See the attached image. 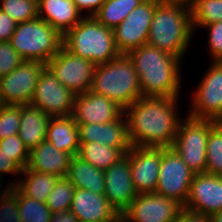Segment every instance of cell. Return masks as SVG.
I'll return each instance as SVG.
<instances>
[{"mask_svg":"<svg viewBox=\"0 0 222 222\" xmlns=\"http://www.w3.org/2000/svg\"><path fill=\"white\" fill-rule=\"evenodd\" d=\"M177 99L142 96L124 110L132 146H173L180 122L176 110Z\"/></svg>","mask_w":222,"mask_h":222,"instance_id":"obj_1","label":"cell"},{"mask_svg":"<svg viewBox=\"0 0 222 222\" xmlns=\"http://www.w3.org/2000/svg\"><path fill=\"white\" fill-rule=\"evenodd\" d=\"M136 69L141 96L177 98L180 58L148 44L127 53Z\"/></svg>","mask_w":222,"mask_h":222,"instance_id":"obj_2","label":"cell"},{"mask_svg":"<svg viewBox=\"0 0 222 222\" xmlns=\"http://www.w3.org/2000/svg\"><path fill=\"white\" fill-rule=\"evenodd\" d=\"M192 32L189 8L159 2L155 7L146 44L181 58L186 52Z\"/></svg>","mask_w":222,"mask_h":222,"instance_id":"obj_3","label":"cell"},{"mask_svg":"<svg viewBox=\"0 0 222 222\" xmlns=\"http://www.w3.org/2000/svg\"><path fill=\"white\" fill-rule=\"evenodd\" d=\"M90 91L115 101L124 110L142 97L136 69L127 54L96 65Z\"/></svg>","mask_w":222,"mask_h":222,"instance_id":"obj_4","label":"cell"},{"mask_svg":"<svg viewBox=\"0 0 222 222\" xmlns=\"http://www.w3.org/2000/svg\"><path fill=\"white\" fill-rule=\"evenodd\" d=\"M63 47L70 53L105 64L118 57L113 29L100 24L93 16L84 17L63 35Z\"/></svg>","mask_w":222,"mask_h":222,"instance_id":"obj_5","label":"cell"},{"mask_svg":"<svg viewBox=\"0 0 222 222\" xmlns=\"http://www.w3.org/2000/svg\"><path fill=\"white\" fill-rule=\"evenodd\" d=\"M63 36L39 17L16 24L11 46L23 60L47 64L62 48Z\"/></svg>","mask_w":222,"mask_h":222,"instance_id":"obj_6","label":"cell"},{"mask_svg":"<svg viewBox=\"0 0 222 222\" xmlns=\"http://www.w3.org/2000/svg\"><path fill=\"white\" fill-rule=\"evenodd\" d=\"M214 125V120L190 116L183 123L179 122L172 148L195 174L205 172L207 139Z\"/></svg>","mask_w":222,"mask_h":222,"instance_id":"obj_7","label":"cell"},{"mask_svg":"<svg viewBox=\"0 0 222 222\" xmlns=\"http://www.w3.org/2000/svg\"><path fill=\"white\" fill-rule=\"evenodd\" d=\"M195 173L172 147L162 148L155 193L185 205Z\"/></svg>","mask_w":222,"mask_h":222,"instance_id":"obj_8","label":"cell"},{"mask_svg":"<svg viewBox=\"0 0 222 222\" xmlns=\"http://www.w3.org/2000/svg\"><path fill=\"white\" fill-rule=\"evenodd\" d=\"M46 66L43 62L24 60L8 75L0 78V104H30L39 76Z\"/></svg>","mask_w":222,"mask_h":222,"instance_id":"obj_9","label":"cell"},{"mask_svg":"<svg viewBox=\"0 0 222 222\" xmlns=\"http://www.w3.org/2000/svg\"><path fill=\"white\" fill-rule=\"evenodd\" d=\"M75 94L61 84L46 65L42 70L31 105L51 117L71 116L74 111Z\"/></svg>","mask_w":222,"mask_h":222,"instance_id":"obj_10","label":"cell"},{"mask_svg":"<svg viewBox=\"0 0 222 222\" xmlns=\"http://www.w3.org/2000/svg\"><path fill=\"white\" fill-rule=\"evenodd\" d=\"M46 65L75 95L91 90L96 67L91 61L70 53L62 46Z\"/></svg>","mask_w":222,"mask_h":222,"instance_id":"obj_11","label":"cell"},{"mask_svg":"<svg viewBox=\"0 0 222 222\" xmlns=\"http://www.w3.org/2000/svg\"><path fill=\"white\" fill-rule=\"evenodd\" d=\"M158 0H145L113 29L115 45L120 54L145 45Z\"/></svg>","mask_w":222,"mask_h":222,"instance_id":"obj_12","label":"cell"},{"mask_svg":"<svg viewBox=\"0 0 222 222\" xmlns=\"http://www.w3.org/2000/svg\"><path fill=\"white\" fill-rule=\"evenodd\" d=\"M183 205L154 193L137 194L121 214L123 222H175Z\"/></svg>","mask_w":222,"mask_h":222,"instance_id":"obj_13","label":"cell"},{"mask_svg":"<svg viewBox=\"0 0 222 222\" xmlns=\"http://www.w3.org/2000/svg\"><path fill=\"white\" fill-rule=\"evenodd\" d=\"M193 96L188 116L215 121L222 114V61H213Z\"/></svg>","mask_w":222,"mask_h":222,"instance_id":"obj_14","label":"cell"},{"mask_svg":"<svg viewBox=\"0 0 222 222\" xmlns=\"http://www.w3.org/2000/svg\"><path fill=\"white\" fill-rule=\"evenodd\" d=\"M185 209L207 217L222 211V176L201 172L195 174Z\"/></svg>","mask_w":222,"mask_h":222,"instance_id":"obj_15","label":"cell"},{"mask_svg":"<svg viewBox=\"0 0 222 222\" xmlns=\"http://www.w3.org/2000/svg\"><path fill=\"white\" fill-rule=\"evenodd\" d=\"M126 154L129 157L136 192L154 193L160 171L162 148L132 146Z\"/></svg>","mask_w":222,"mask_h":222,"instance_id":"obj_16","label":"cell"},{"mask_svg":"<svg viewBox=\"0 0 222 222\" xmlns=\"http://www.w3.org/2000/svg\"><path fill=\"white\" fill-rule=\"evenodd\" d=\"M104 175V196L121 215L138 194L133 185L128 155L104 170Z\"/></svg>","mask_w":222,"mask_h":222,"instance_id":"obj_17","label":"cell"},{"mask_svg":"<svg viewBox=\"0 0 222 222\" xmlns=\"http://www.w3.org/2000/svg\"><path fill=\"white\" fill-rule=\"evenodd\" d=\"M124 109L115 101L92 91L77 94L72 116L77 125L110 123L117 120Z\"/></svg>","mask_w":222,"mask_h":222,"instance_id":"obj_18","label":"cell"},{"mask_svg":"<svg viewBox=\"0 0 222 222\" xmlns=\"http://www.w3.org/2000/svg\"><path fill=\"white\" fill-rule=\"evenodd\" d=\"M69 212L78 222H118L121 219L104 195L87 189H75Z\"/></svg>","mask_w":222,"mask_h":222,"instance_id":"obj_19","label":"cell"},{"mask_svg":"<svg viewBox=\"0 0 222 222\" xmlns=\"http://www.w3.org/2000/svg\"><path fill=\"white\" fill-rule=\"evenodd\" d=\"M124 113L110 123L78 125L79 143L98 142L117 149L132 147L128 137V123ZM123 118V119H122Z\"/></svg>","mask_w":222,"mask_h":222,"instance_id":"obj_20","label":"cell"},{"mask_svg":"<svg viewBox=\"0 0 222 222\" xmlns=\"http://www.w3.org/2000/svg\"><path fill=\"white\" fill-rule=\"evenodd\" d=\"M72 157L70 153L57 150L51 143L43 141L30 150L26 168L59 178L65 177Z\"/></svg>","mask_w":222,"mask_h":222,"instance_id":"obj_21","label":"cell"},{"mask_svg":"<svg viewBox=\"0 0 222 222\" xmlns=\"http://www.w3.org/2000/svg\"><path fill=\"white\" fill-rule=\"evenodd\" d=\"M37 9L38 17L62 36L83 19L73 0H37Z\"/></svg>","mask_w":222,"mask_h":222,"instance_id":"obj_22","label":"cell"},{"mask_svg":"<svg viewBox=\"0 0 222 222\" xmlns=\"http://www.w3.org/2000/svg\"><path fill=\"white\" fill-rule=\"evenodd\" d=\"M45 141L51 143L57 150L78 155L80 149L78 125L74 117H51L46 130Z\"/></svg>","mask_w":222,"mask_h":222,"instance_id":"obj_23","label":"cell"},{"mask_svg":"<svg viewBox=\"0 0 222 222\" xmlns=\"http://www.w3.org/2000/svg\"><path fill=\"white\" fill-rule=\"evenodd\" d=\"M51 116L31 104L22 105L18 136L30 151L45 141Z\"/></svg>","mask_w":222,"mask_h":222,"instance_id":"obj_24","label":"cell"},{"mask_svg":"<svg viewBox=\"0 0 222 222\" xmlns=\"http://www.w3.org/2000/svg\"><path fill=\"white\" fill-rule=\"evenodd\" d=\"M66 177L75 188L87 189L95 194L104 195V171L84 161L78 155L72 157Z\"/></svg>","mask_w":222,"mask_h":222,"instance_id":"obj_25","label":"cell"},{"mask_svg":"<svg viewBox=\"0 0 222 222\" xmlns=\"http://www.w3.org/2000/svg\"><path fill=\"white\" fill-rule=\"evenodd\" d=\"M21 173H25L27 178L20 182L16 181V184L12 183L9 187L15 185L25 196L45 203L59 177L27 168L23 169Z\"/></svg>","mask_w":222,"mask_h":222,"instance_id":"obj_26","label":"cell"},{"mask_svg":"<svg viewBox=\"0 0 222 222\" xmlns=\"http://www.w3.org/2000/svg\"><path fill=\"white\" fill-rule=\"evenodd\" d=\"M129 149H117L98 142L80 143L78 156L100 170H107L122 158Z\"/></svg>","mask_w":222,"mask_h":222,"instance_id":"obj_27","label":"cell"},{"mask_svg":"<svg viewBox=\"0 0 222 222\" xmlns=\"http://www.w3.org/2000/svg\"><path fill=\"white\" fill-rule=\"evenodd\" d=\"M143 1L145 0H106L93 17L100 24L114 29Z\"/></svg>","mask_w":222,"mask_h":222,"instance_id":"obj_28","label":"cell"},{"mask_svg":"<svg viewBox=\"0 0 222 222\" xmlns=\"http://www.w3.org/2000/svg\"><path fill=\"white\" fill-rule=\"evenodd\" d=\"M75 189L66 176L60 177L48 195L45 204L53 214L69 212Z\"/></svg>","mask_w":222,"mask_h":222,"instance_id":"obj_29","label":"cell"},{"mask_svg":"<svg viewBox=\"0 0 222 222\" xmlns=\"http://www.w3.org/2000/svg\"><path fill=\"white\" fill-rule=\"evenodd\" d=\"M191 18L192 29L222 21V0H196Z\"/></svg>","mask_w":222,"mask_h":222,"instance_id":"obj_30","label":"cell"},{"mask_svg":"<svg viewBox=\"0 0 222 222\" xmlns=\"http://www.w3.org/2000/svg\"><path fill=\"white\" fill-rule=\"evenodd\" d=\"M18 207L21 222H50L53 215L45 203L25 196L19 189Z\"/></svg>","mask_w":222,"mask_h":222,"instance_id":"obj_31","label":"cell"},{"mask_svg":"<svg viewBox=\"0 0 222 222\" xmlns=\"http://www.w3.org/2000/svg\"><path fill=\"white\" fill-rule=\"evenodd\" d=\"M206 152L205 173L222 176V131L216 125L210 129Z\"/></svg>","mask_w":222,"mask_h":222,"instance_id":"obj_32","label":"cell"},{"mask_svg":"<svg viewBox=\"0 0 222 222\" xmlns=\"http://www.w3.org/2000/svg\"><path fill=\"white\" fill-rule=\"evenodd\" d=\"M0 10L17 24L38 17L37 0H1Z\"/></svg>","mask_w":222,"mask_h":222,"instance_id":"obj_33","label":"cell"},{"mask_svg":"<svg viewBox=\"0 0 222 222\" xmlns=\"http://www.w3.org/2000/svg\"><path fill=\"white\" fill-rule=\"evenodd\" d=\"M0 149L21 169L27 167L29 150L19 138L18 134L0 139Z\"/></svg>","mask_w":222,"mask_h":222,"instance_id":"obj_34","label":"cell"},{"mask_svg":"<svg viewBox=\"0 0 222 222\" xmlns=\"http://www.w3.org/2000/svg\"><path fill=\"white\" fill-rule=\"evenodd\" d=\"M22 105L0 104V139L18 134Z\"/></svg>","mask_w":222,"mask_h":222,"instance_id":"obj_35","label":"cell"},{"mask_svg":"<svg viewBox=\"0 0 222 222\" xmlns=\"http://www.w3.org/2000/svg\"><path fill=\"white\" fill-rule=\"evenodd\" d=\"M0 222H21L18 207V188L7 187L0 198Z\"/></svg>","mask_w":222,"mask_h":222,"instance_id":"obj_36","label":"cell"},{"mask_svg":"<svg viewBox=\"0 0 222 222\" xmlns=\"http://www.w3.org/2000/svg\"><path fill=\"white\" fill-rule=\"evenodd\" d=\"M23 61L9 41L0 42V78L8 75Z\"/></svg>","mask_w":222,"mask_h":222,"instance_id":"obj_37","label":"cell"},{"mask_svg":"<svg viewBox=\"0 0 222 222\" xmlns=\"http://www.w3.org/2000/svg\"><path fill=\"white\" fill-rule=\"evenodd\" d=\"M209 31V49L213 61H222V21L203 26Z\"/></svg>","mask_w":222,"mask_h":222,"instance_id":"obj_38","label":"cell"},{"mask_svg":"<svg viewBox=\"0 0 222 222\" xmlns=\"http://www.w3.org/2000/svg\"><path fill=\"white\" fill-rule=\"evenodd\" d=\"M16 22L4 11L0 10V42L10 41Z\"/></svg>","mask_w":222,"mask_h":222,"instance_id":"obj_39","label":"cell"},{"mask_svg":"<svg viewBox=\"0 0 222 222\" xmlns=\"http://www.w3.org/2000/svg\"><path fill=\"white\" fill-rule=\"evenodd\" d=\"M21 169L0 149V178L1 173L21 174ZM1 180V179H0Z\"/></svg>","mask_w":222,"mask_h":222,"instance_id":"obj_40","label":"cell"},{"mask_svg":"<svg viewBox=\"0 0 222 222\" xmlns=\"http://www.w3.org/2000/svg\"><path fill=\"white\" fill-rule=\"evenodd\" d=\"M106 0H73L80 12L90 10L89 16H93Z\"/></svg>","mask_w":222,"mask_h":222,"instance_id":"obj_41","label":"cell"},{"mask_svg":"<svg viewBox=\"0 0 222 222\" xmlns=\"http://www.w3.org/2000/svg\"><path fill=\"white\" fill-rule=\"evenodd\" d=\"M175 222H209V218L183 208Z\"/></svg>","mask_w":222,"mask_h":222,"instance_id":"obj_42","label":"cell"},{"mask_svg":"<svg viewBox=\"0 0 222 222\" xmlns=\"http://www.w3.org/2000/svg\"><path fill=\"white\" fill-rule=\"evenodd\" d=\"M50 222H78L71 212L56 213L52 215Z\"/></svg>","mask_w":222,"mask_h":222,"instance_id":"obj_43","label":"cell"},{"mask_svg":"<svg viewBox=\"0 0 222 222\" xmlns=\"http://www.w3.org/2000/svg\"><path fill=\"white\" fill-rule=\"evenodd\" d=\"M163 4L181 5L190 10L195 6L196 0H158Z\"/></svg>","mask_w":222,"mask_h":222,"instance_id":"obj_44","label":"cell"},{"mask_svg":"<svg viewBox=\"0 0 222 222\" xmlns=\"http://www.w3.org/2000/svg\"><path fill=\"white\" fill-rule=\"evenodd\" d=\"M209 222H222V211L210 215Z\"/></svg>","mask_w":222,"mask_h":222,"instance_id":"obj_45","label":"cell"},{"mask_svg":"<svg viewBox=\"0 0 222 222\" xmlns=\"http://www.w3.org/2000/svg\"><path fill=\"white\" fill-rule=\"evenodd\" d=\"M215 125L222 131V114L215 120Z\"/></svg>","mask_w":222,"mask_h":222,"instance_id":"obj_46","label":"cell"}]
</instances>
